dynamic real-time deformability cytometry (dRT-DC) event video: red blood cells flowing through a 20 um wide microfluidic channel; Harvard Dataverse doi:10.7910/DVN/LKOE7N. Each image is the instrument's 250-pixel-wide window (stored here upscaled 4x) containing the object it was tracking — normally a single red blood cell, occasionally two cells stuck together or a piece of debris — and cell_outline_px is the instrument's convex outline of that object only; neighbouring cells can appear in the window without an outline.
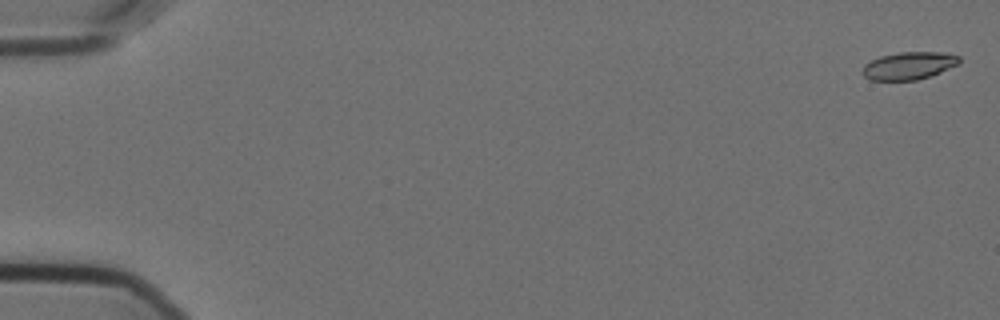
{"species": "Egyptian fruit bat (a non-hibernating species)", "species_latin": "Rousettus aegyptiacus", "temperature_condition": "cold", "stored_images_in_passage": 7, "camera_frame_rate_fps": 3000, "um_per_image_px": 0.085, "animal": {"sex": "female"}, "frame": {"image": 1, "passage_image": 2, "time_ms": 0.333, "image_size_px": [1000, 320], "cell_outline_px": [[960, 64], [940, 72], [916, 80], [868, 80], [860, 72], [864, 64], [880, 56], [900, 52], [940, 52], [960, 56]], "centroid_in_image_um": [77.23, 5.58], "position_along_channel_um": 7.8, "area_um2": 15.61}}